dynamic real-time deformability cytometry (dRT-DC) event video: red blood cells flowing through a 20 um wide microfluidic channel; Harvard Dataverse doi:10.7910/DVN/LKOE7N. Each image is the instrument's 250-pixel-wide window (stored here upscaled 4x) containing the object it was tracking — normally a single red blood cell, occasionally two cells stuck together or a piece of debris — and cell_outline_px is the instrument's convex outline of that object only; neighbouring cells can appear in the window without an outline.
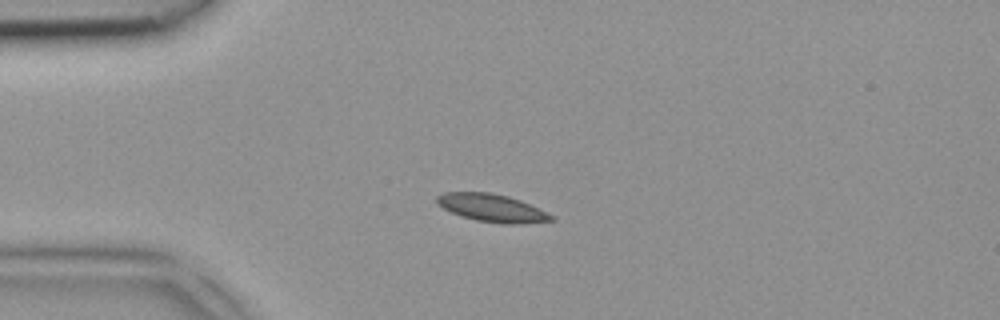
{"species": "common noctule bat (a hibernating species)", "species_latin": "Nyctalus noctula", "temperature_condition": "room temperature", "stored_images_in_passage": 3, "camera_frame_rate_fps": 3000, "um_per_image_px": 0.085, "animal": {"sex": "female", "body_mass_g": 18.4}, "frame": {"image": 1, "passage_image": 3, "time_ms": 0.667, "image_size_px": [1000, 320], "cell_outline_px": [[556, 220], [520, 224], [504, 224], [476, 220], [460, 216], [436, 204], [436, 196], [444, 192], [492, 192], [508, 196], [520, 200], [556, 216]], "centroid_in_image_um": [41.83, 17.68], "position_along_channel_um": 43.2, "area_um2": 18.67}}